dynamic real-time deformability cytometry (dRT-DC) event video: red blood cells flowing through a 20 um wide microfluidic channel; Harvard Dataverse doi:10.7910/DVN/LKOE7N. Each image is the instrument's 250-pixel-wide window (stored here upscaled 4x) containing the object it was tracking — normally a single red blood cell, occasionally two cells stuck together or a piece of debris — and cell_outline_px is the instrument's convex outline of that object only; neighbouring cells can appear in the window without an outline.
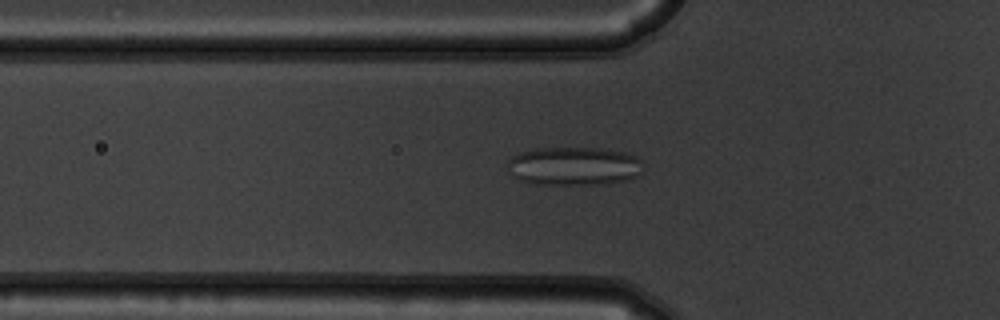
{"species": "common noctule bat (a hibernating species)", "species_latin": "Nyctalus noctula", "temperature_condition": "warm", "stored_images_in_passage": 53, "camera_frame_rate_fps": 3000, "um_per_image_px": 0.085, "animal": {"sex": "male", "body_mass_g": 19.5, "forearm_length_mm": 54.6}, "frame": {"image": 1, "passage_image": 18, "time_ms": 5.667, "image_size_px": [1000, 320], "cell_outline_px": [[640, 172], [636, 176], [628, 180], [600, 184], [536, 184], [520, 180], [512, 176], [508, 172], [508, 160], [512, 156], [520, 152], [536, 148], [604, 148], [624, 152], [636, 156], [640, 160]], "centroid_in_image_um": [48.74, 14.11], "position_along_channel_um": 77.1, "area_um2": 30.46}}
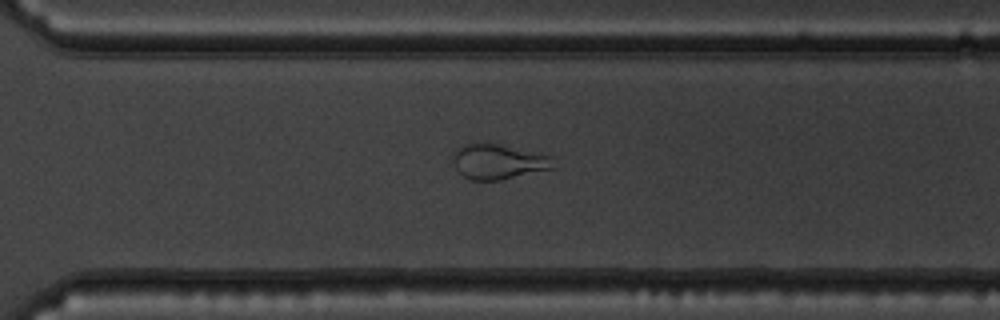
{"frame": {"image": 2, "passage_image": 38, "time_ms": 12.333, "image_size_px": [1000, 320], "cell_outline_px": [[556, 168], [500, 180], [468, 180], [456, 168], [452, 160], [452, 152], [456, 148], [464, 144], [496, 144], [552, 156]], "centroid_in_image_um": [42.35, 13.76], "position_along_channel_um": 328.3, "area_um2": 20.4}}
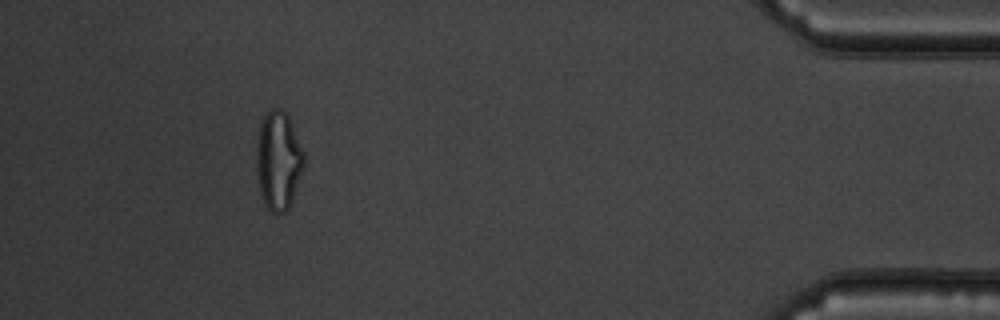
{"frame": {"image": 3, "passage_image": 49, "time_ms": 16.0, "image_size_px": [1000, 320], "cell_outline_px": [[304, 168], [292, 200], [288, 208], [284, 212], [272, 212], [268, 208], [260, 192], [256, 172], [256, 148], [260, 124], [264, 116], [272, 108], [280, 108], [288, 116], [304, 152]], "centroid_in_image_um": [23.66, 13.64], "position_along_channel_um": 411.5, "area_um2": 27.11}, "authors_computed_cell_mechanics": {"area_um2": 26.588, "velocity_mm_per_s": 3.775, "shape_relaxation_time_tau1_ms": null, "shape_relaxation_time_tau2_ms": 1.0401, "deformation_change_tau1": null, "deformation_change_tau2": 0.0987}}